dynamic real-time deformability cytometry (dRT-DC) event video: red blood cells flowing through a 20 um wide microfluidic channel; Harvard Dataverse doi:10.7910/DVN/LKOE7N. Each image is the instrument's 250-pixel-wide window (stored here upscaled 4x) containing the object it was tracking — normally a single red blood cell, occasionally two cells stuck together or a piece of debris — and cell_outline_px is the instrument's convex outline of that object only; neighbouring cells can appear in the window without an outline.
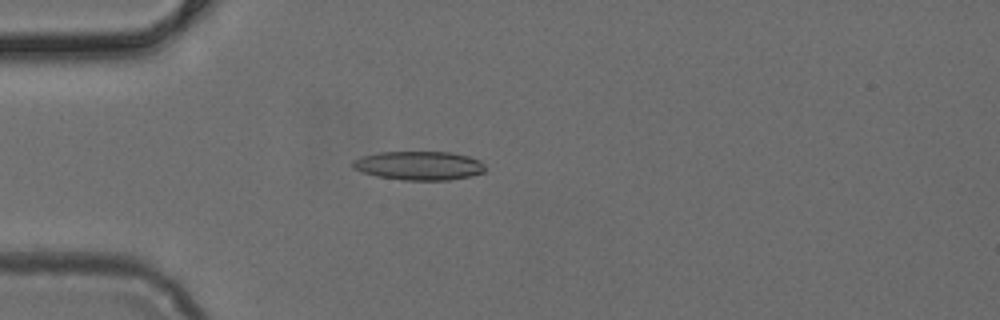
{"species": "common noctule bat (a hibernating species)", "species_latin": "Nyctalus noctula", "temperature_condition": "cold", "stored_images_in_passage": 4, "camera_frame_rate_fps": 3000, "um_per_image_px": 0.085, "animal": {"sex": "female", "body_mass_g": 24.6, "forearm_length_mm": 56.2}, "frame": {"image": 1, "passage_image": 3, "time_ms": 0.667, "image_size_px": [1000, 320], "cell_outline_px": [[484, 172], [468, 176], [448, 180], [404, 180], [376, 176], [352, 168], [352, 160], [364, 156], [380, 152], [452, 152], [468, 156], [480, 160], [484, 164]], "centroid_in_image_um": [35.61, 14.07], "position_along_channel_um": 49.4, "area_um2": 22.14}}